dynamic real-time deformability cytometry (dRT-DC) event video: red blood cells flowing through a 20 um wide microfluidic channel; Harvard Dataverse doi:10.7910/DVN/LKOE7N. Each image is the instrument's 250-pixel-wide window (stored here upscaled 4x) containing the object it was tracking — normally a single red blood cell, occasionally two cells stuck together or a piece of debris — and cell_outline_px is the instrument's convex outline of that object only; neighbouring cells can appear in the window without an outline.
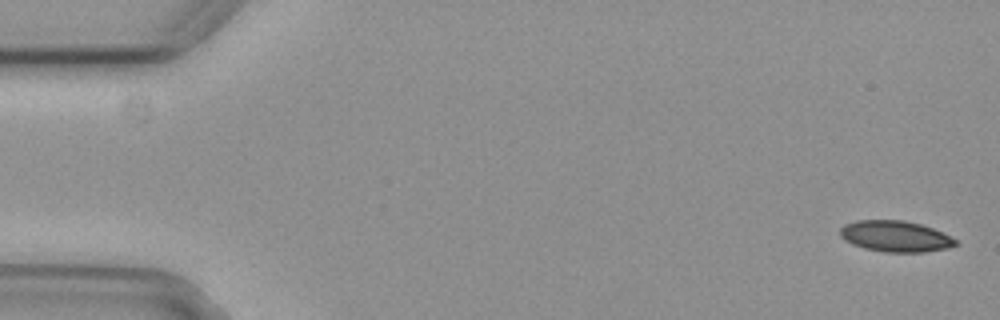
{"species": "common noctule bat (a hibernating species)", "species_latin": "Nyctalus noctula", "temperature_condition": "cold", "stored_images_in_passage": 8, "camera_frame_rate_fps": 3000, "um_per_image_px": 0.085, "animal": {"sex": "female", "body_mass_g": 29.2, "forearm_length_mm": 56.3}, "frame": {"image": 1, "passage_image": 1, "time_ms": 0.0, "image_size_px": [1000, 320], "cell_outline_px": [[960, 244], [948, 248], [924, 252], [884, 252], [864, 248], [852, 244], [844, 240], [840, 236], [840, 228], [844, 224], [856, 220], [904, 220], [920, 224], [932, 228], [956, 240]], "centroid_in_image_um": [76.08, 20.09], "position_along_channel_um": 8.9, "area_um2": 20.92}}
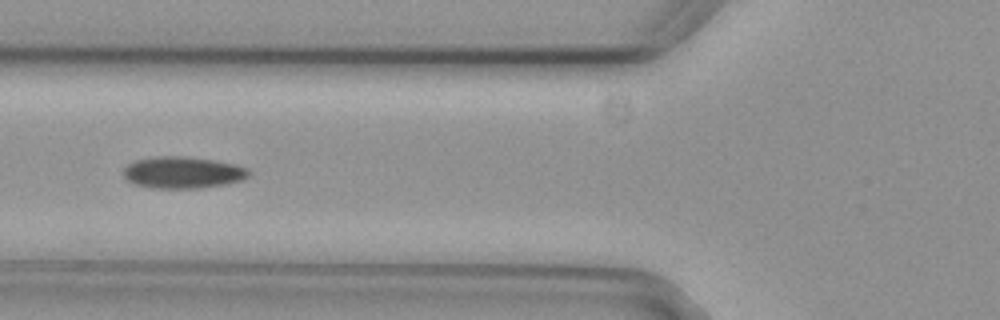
{"frame": {"image": 2, "passage_image": 5, "time_ms": 1.333, "image_size_px": [1000, 320], "cell_outline_px": [[252, 172], [248, 176], [240, 180], [228, 184], [200, 188], [152, 188], [132, 184], [124, 176], [124, 168], [128, 164], [136, 160], [156, 156], [188, 156], [236, 164], [248, 168]], "centroid_in_image_um": [15.55, 14.66], "position_along_channel_um": 110.2, "area_um2": 23.35}}
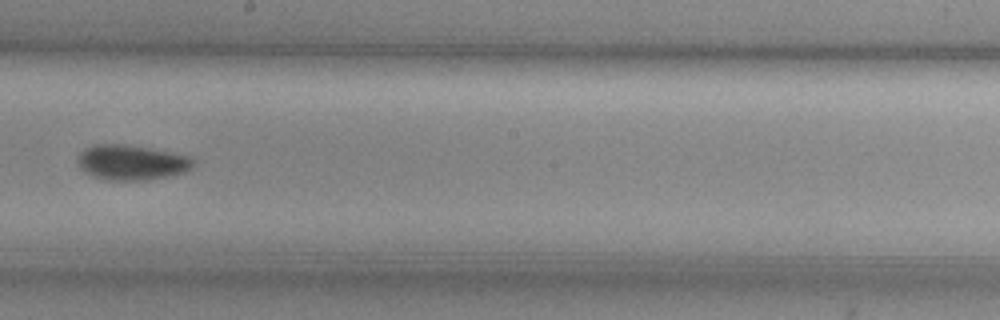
{"frame": {"image": 3, "passage_image": 8, "time_ms": 2.333, "image_size_px": [1000, 320], "cell_outline_px": [[196, 164], [192, 168], [184, 172], [172, 176], [144, 180], [100, 180], [84, 172], [80, 168], [76, 160], [76, 156], [84, 148], [92, 144], [124, 144], [148, 148], [188, 156], [196, 160]], "centroid_in_image_um": [11.14, 13.81], "position_along_channel_um": 237.1, "area_um2": 24.04}}